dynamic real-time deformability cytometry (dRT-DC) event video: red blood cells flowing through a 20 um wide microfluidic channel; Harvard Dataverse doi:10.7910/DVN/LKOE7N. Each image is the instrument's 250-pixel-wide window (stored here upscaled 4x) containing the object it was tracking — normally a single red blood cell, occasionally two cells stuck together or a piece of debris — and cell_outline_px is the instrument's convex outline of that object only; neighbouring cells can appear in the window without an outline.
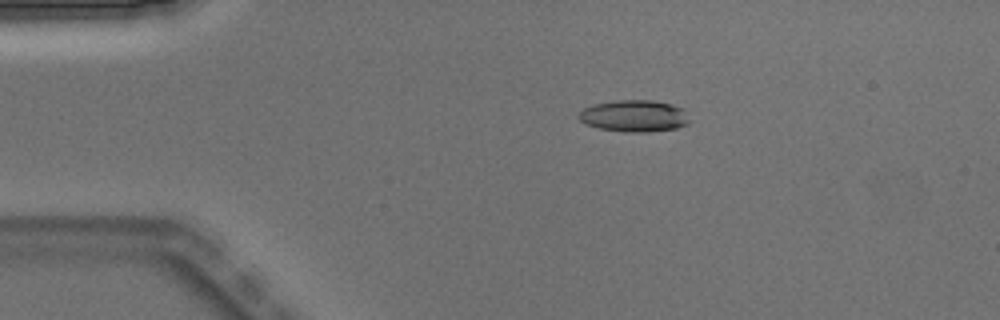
{"species": "Egyptian fruit bat (a non-hibernating species)", "species_latin": "Rousettus aegyptiacus", "temperature_condition": "warm", "stored_images_in_passage": 5, "camera_frame_rate_fps": 3000, "um_per_image_px": 0.085, "animal": {"sex": "male"}, "frame": {"image": 1, "passage_image": 3, "time_ms": 0.667, "image_size_px": [1000, 320], "cell_outline_px": [[688, 124], [676, 128], [644, 132], [624, 132], [600, 128], [588, 124], [580, 120], [576, 116], [584, 108], [592, 104], [616, 100], [652, 100], [672, 104], [684, 108], [688, 120]], "centroid_in_image_um": [53.9, 9.84], "position_along_channel_um": 31.1, "area_um2": 20.46}}